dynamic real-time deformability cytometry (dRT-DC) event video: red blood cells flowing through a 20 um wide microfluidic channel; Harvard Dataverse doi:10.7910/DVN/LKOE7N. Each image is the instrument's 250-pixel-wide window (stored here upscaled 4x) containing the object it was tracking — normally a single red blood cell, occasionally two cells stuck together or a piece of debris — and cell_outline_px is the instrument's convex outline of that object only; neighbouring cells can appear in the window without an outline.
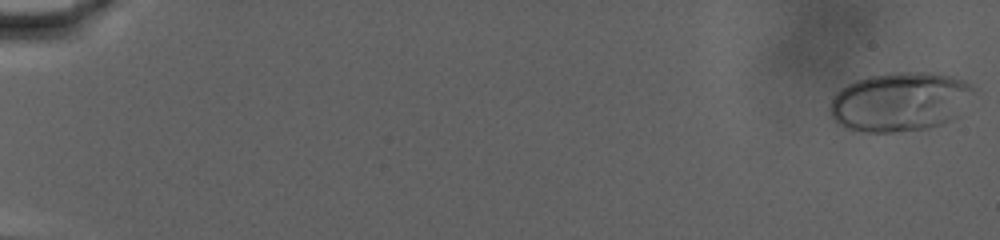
{"species": "human", "species_latin": "Homo sapiens", "temperature_condition": "warm", "stored_images_in_passage": 75, "camera_frame_rate_fps": 3000, "um_per_image_px": 0.085, "donor": {"sex": "male"}, "frame": {"image": 1, "passage_image": 1, "time_ms": 0.0, "image_size_px": [1000, 240], "cell_outline_px": [[976, 88], [956, 116], [952, 120], [928, 128], [896, 132], [864, 132], [844, 128], [836, 124], [832, 120], [828, 112], [828, 108], [836, 92], [848, 84], [856, 80], [868, 76], [896, 72], [932, 72], [952, 76], [964, 80]], "centroid_in_image_um": [76.44, 8.65], "position_along_channel_um": 8.6, "area_um2": 49.82}}
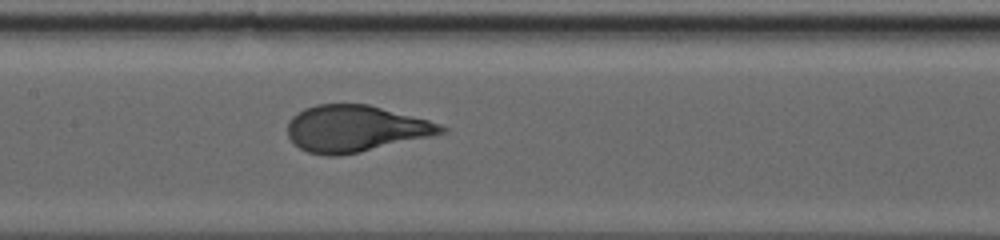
{"frame": {"image": 2, "passage_image": 40, "time_ms": 13.0, "image_size_px": [1000, 240], "cell_outline_px": [[448, 132], [432, 136], [360, 152], [340, 156], [324, 156], [308, 152], [300, 148], [288, 136], [288, 124], [292, 116], [304, 108], [316, 104], [368, 104], [428, 120], [440, 124], [448, 128]], "centroid_in_image_um": [30.21, 10.94], "position_along_channel_um": 177.2, "area_um2": 41.62}}
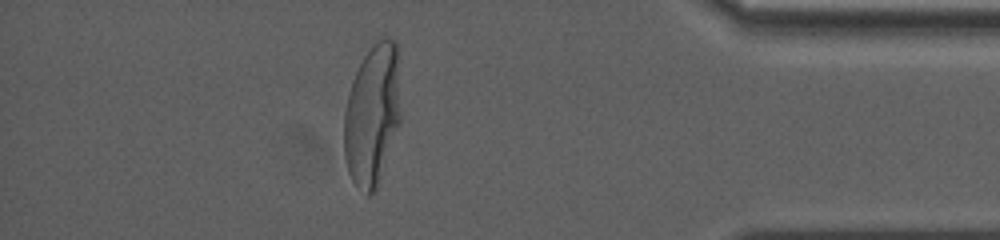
{"frame": {"image": 3, "passage_image": 67, "time_ms": 22.0, "image_size_px": [1000, 240], "cell_outline_px": [[400, 124], [376, 188], [368, 196], [352, 180], [348, 172], [344, 156], [344, 112], [348, 92], [352, 80], [364, 56], [372, 44], [384, 36], [388, 36], [396, 40], [400, 112]], "centroid_in_image_um": [31.64, 9.73], "position_along_channel_um": 403.6, "area_um2": 46.59}, "authors_computed_cell_mechanics": {"area_um2": 42.8298, "velocity_mm_per_s": 2.8539, "shape_relaxation_time_tau1_ms": 5.8649, "shape_relaxation_time_tau2_ms": null, "deformation_change_tau1": 0.2363, "deformation_change_tau2": null}}